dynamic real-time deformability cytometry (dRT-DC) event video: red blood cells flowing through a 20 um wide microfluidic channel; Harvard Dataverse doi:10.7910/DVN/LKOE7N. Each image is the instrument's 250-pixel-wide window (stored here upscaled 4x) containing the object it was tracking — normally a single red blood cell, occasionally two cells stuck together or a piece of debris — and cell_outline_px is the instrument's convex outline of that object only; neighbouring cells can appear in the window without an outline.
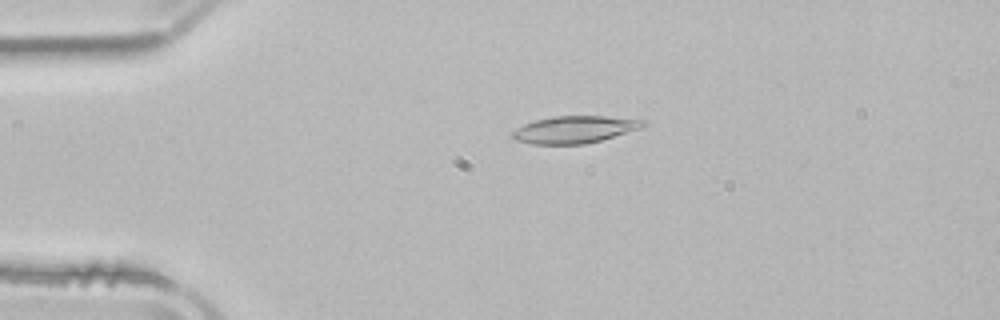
{"species": "common noctule bat (a hibernating species)", "species_latin": "Nyctalus noctula", "temperature_condition": "room temperature", "stored_images_in_passage": 3, "camera_frame_rate_fps": 3000, "um_per_image_px": 0.085, "animal": {"sex": "male", "body_mass_g": 21.5, "forearm_length_mm": 52.0}, "frame": {"image": 1, "passage_image": 2, "time_ms": 1.667, "image_size_px": [1000, 320], "cell_outline_px": [[644, 124], [640, 128], [600, 140], [584, 144], [532, 144], [516, 140], [512, 136], [512, 132], [516, 128], [524, 124], [536, 120], [552, 116], [604, 116], [644, 120]], "centroid_in_image_um": [48.78, 11.01], "position_along_channel_um": 36.2, "area_um2": 20.35}}